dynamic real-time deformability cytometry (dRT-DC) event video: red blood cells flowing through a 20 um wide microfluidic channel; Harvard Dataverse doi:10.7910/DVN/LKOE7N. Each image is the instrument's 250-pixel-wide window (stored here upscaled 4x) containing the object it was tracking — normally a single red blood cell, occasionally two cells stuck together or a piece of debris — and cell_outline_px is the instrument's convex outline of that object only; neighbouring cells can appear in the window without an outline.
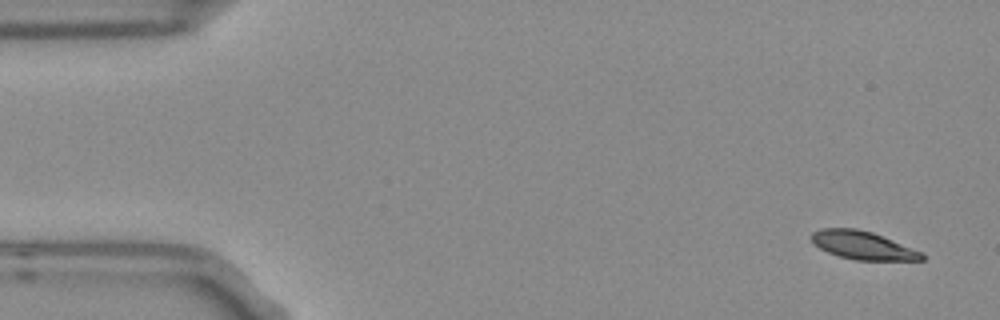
{"species": "Egyptian fruit bat (a non-hibernating species)", "species_latin": "Rousettus aegyptiacus", "temperature_condition": "room temperature", "stored_images_in_passage": 5, "camera_frame_rate_fps": 3000, "um_per_image_px": 0.085, "frame": {"image": 1, "passage_image": 1, "time_ms": 0.0, "image_size_px": [1000, 320], "cell_outline_px": [[924, 260], [856, 260], [840, 256], [828, 252], [812, 244], [812, 232], [820, 228], [856, 228], [872, 232], [924, 252]], "centroid_in_image_um": [73.35, 20.85], "position_along_channel_um": 11.7, "area_um2": 18.15}}
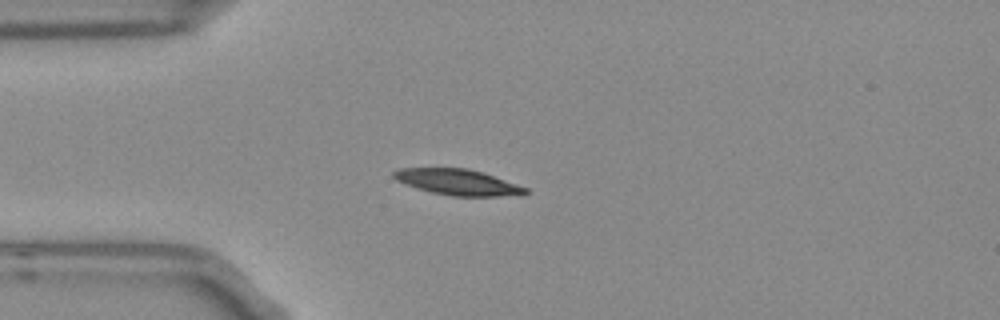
{"frame": {"image": 2, "passage_image": 4, "time_ms": 1.0, "image_size_px": [1000, 320], "cell_outline_px": [[528, 192], [496, 196], [452, 196], [432, 192], [416, 188], [396, 180], [392, 176], [392, 172], [400, 168], [468, 168], [484, 172], [528, 188]], "centroid_in_image_um": [38.86, 15.46], "position_along_channel_um": 46.1, "area_um2": 19.65}}